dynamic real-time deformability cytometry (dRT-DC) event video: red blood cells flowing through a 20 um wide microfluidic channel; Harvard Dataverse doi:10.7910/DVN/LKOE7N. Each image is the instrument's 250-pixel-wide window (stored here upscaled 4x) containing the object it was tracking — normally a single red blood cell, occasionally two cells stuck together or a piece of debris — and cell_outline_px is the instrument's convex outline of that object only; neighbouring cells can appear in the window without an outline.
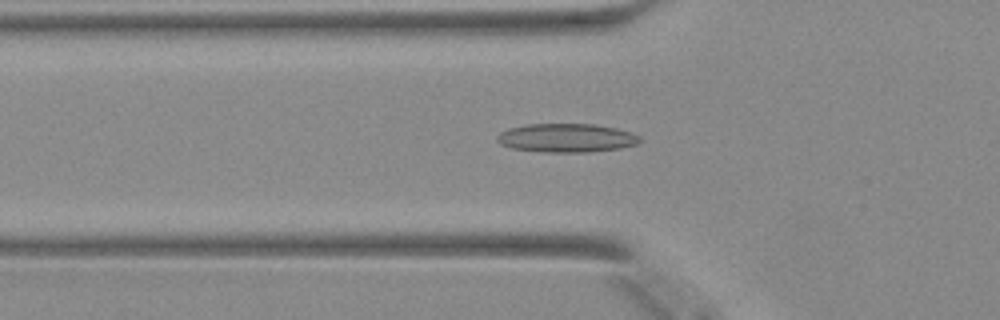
{"species": "Egyptian fruit bat (a non-hibernating species)", "species_latin": "Rousettus aegyptiacus", "temperature_condition": "warm", "stored_images_in_passage": 40, "camera_frame_rate_fps": 3000, "um_per_image_px": 0.085, "animal": {"sex": "female"}, "frame": {"image": 1, "passage_image": 9, "time_ms": 2.667, "image_size_px": [1000, 320], "cell_outline_px": [[640, 140], [636, 144], [620, 148], [588, 152], [544, 152], [512, 148], [500, 144], [496, 140], [496, 136], [500, 132], [508, 128], [528, 124], [596, 124], [616, 128], [640, 136]], "centroid_in_image_um": [48.11, 11.72], "position_along_channel_um": 77.7, "area_um2": 23.81}}
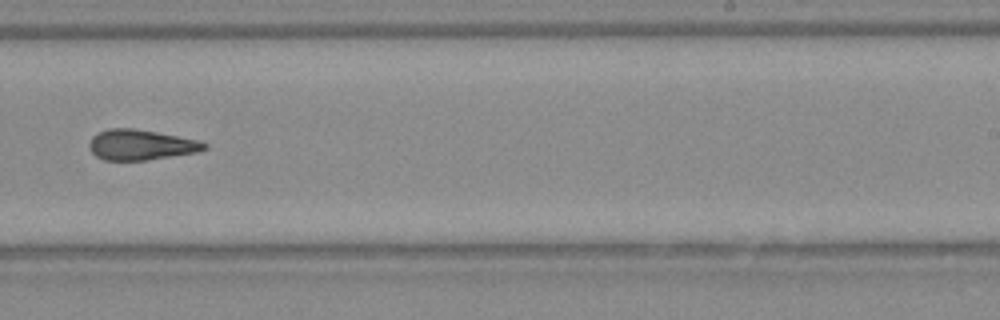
{"frame": {"image": 2, "passage_image": 23, "time_ms": 7.333, "image_size_px": [1000, 320], "cell_outline_px": [[208, 148], [196, 152], [148, 160], [104, 160], [96, 156], [92, 152], [88, 144], [92, 136], [108, 128], [132, 128], [156, 132], [200, 140], [208, 144]], "centroid_in_image_um": [11.98, 12.31], "position_along_channel_um": 277.0, "area_um2": 20.35}}
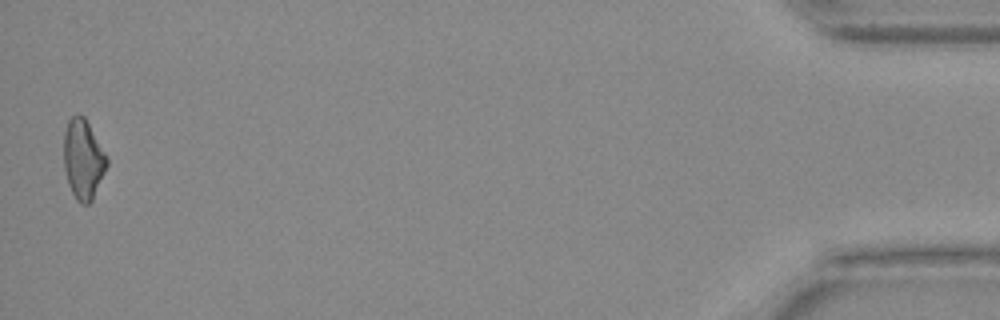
{"frame": {"image": 3, "passage_image": 40, "time_ms": 13.0, "image_size_px": [1000, 320], "cell_outline_px": [[108, 164], [92, 200], [88, 204], [80, 204], [76, 200], [68, 184], [64, 168], [64, 132], [68, 120], [76, 112], [80, 112], [84, 116], [104, 152], [108, 160]], "centroid_in_image_um": [7.05, 13.52], "position_along_channel_um": 428.2, "area_um2": 19.94}}